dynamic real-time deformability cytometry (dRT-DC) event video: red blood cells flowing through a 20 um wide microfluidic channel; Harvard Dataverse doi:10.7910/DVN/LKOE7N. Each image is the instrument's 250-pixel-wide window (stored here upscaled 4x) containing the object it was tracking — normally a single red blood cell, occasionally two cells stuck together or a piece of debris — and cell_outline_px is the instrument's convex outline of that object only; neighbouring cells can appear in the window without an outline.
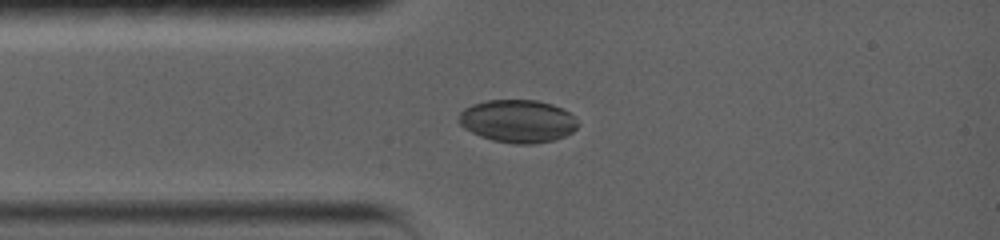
{"species": "common noctule bat (a hibernating species)", "species_latin": "Nyctalus noctula", "temperature_condition": "warm", "stored_images_in_passage": 16, "camera_frame_rate_fps": 5000, "um_per_image_px": 0.085, "animal": {"sex": "female", "body_mass_g": 19.0, "forearm_length_mm": 56.7}, "frame": {"image": 1, "passage_image": 3, "time_ms": 2.2, "image_size_px": [1000, 240], "cell_outline_px": [[580, 124], [572, 132], [564, 136], [552, 140], [532, 144], [516, 144], [492, 140], [480, 136], [464, 128], [460, 124], [460, 112], [464, 108], [472, 104], [488, 100], [536, 100], [552, 104], [568, 112]], "centroid_in_image_um": [44.0, 10.29], "position_along_channel_um": 41.0, "area_um2": 29.48}}
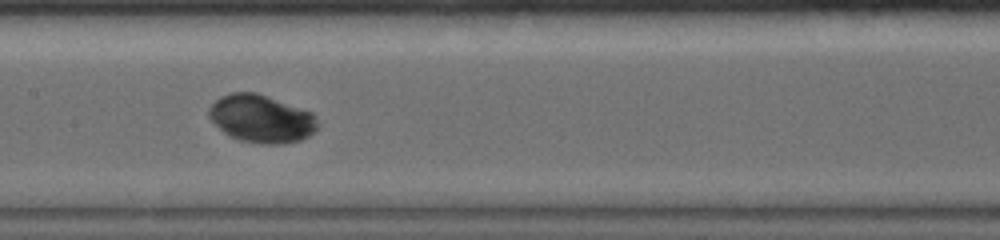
{"frame": {"image": 2, "passage_image": 10, "time_ms": 6.2, "image_size_px": [1000, 240], "cell_outline_px": [[316, 128], [308, 136], [300, 140], [284, 144], [264, 144], [240, 140], [228, 136], [208, 116], [208, 108], [220, 96], [232, 92], [256, 92], [312, 112], [316, 120]], "centroid_in_image_um": [22.18, 10.09], "position_along_channel_um": 185.2, "area_um2": 30.06}}
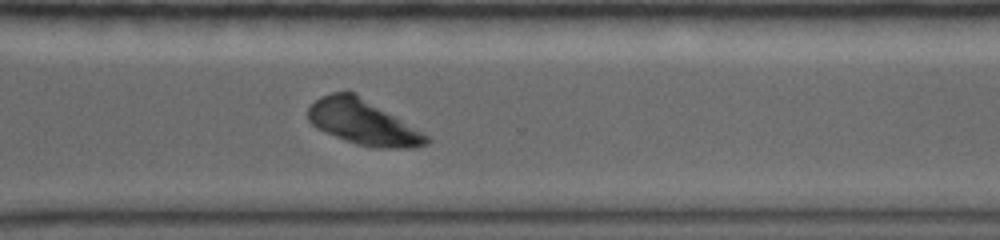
{"frame": {"image": 3, "passage_image": 16, "time_ms": 10.4, "image_size_px": [1000, 240], "cell_outline_px": [[428, 144], [412, 148], [372, 148], [356, 144], [316, 128], [308, 120], [308, 108], [320, 96], [332, 92], [356, 92], [428, 136]], "centroid_in_image_um": [30.83, 10.39], "position_along_channel_um": 339.8, "area_um2": 30.75}}